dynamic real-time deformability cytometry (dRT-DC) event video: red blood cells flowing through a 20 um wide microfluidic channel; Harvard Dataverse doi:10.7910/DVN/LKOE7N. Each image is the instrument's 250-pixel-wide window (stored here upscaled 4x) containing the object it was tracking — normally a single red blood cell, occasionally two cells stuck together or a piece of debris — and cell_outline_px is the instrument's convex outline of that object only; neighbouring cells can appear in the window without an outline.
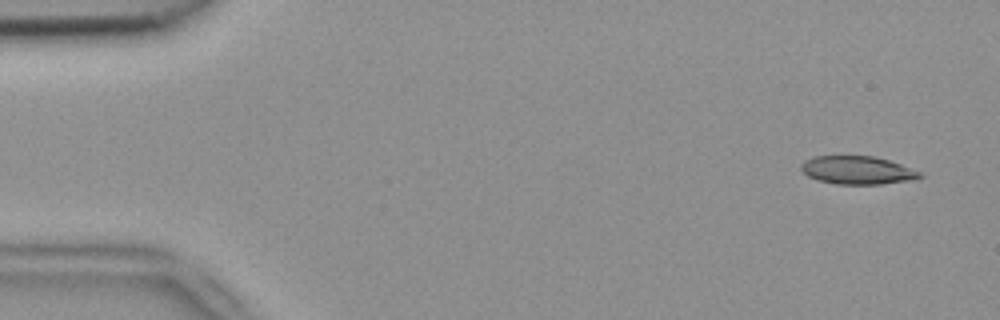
{"species": "common noctule bat (a hibernating species)", "species_latin": "Nyctalus noctula", "temperature_condition": "room temperature", "stored_images_in_passage": 14, "camera_frame_rate_fps": 3000, "um_per_image_px": 0.085, "animal": {"sex": "female", "body_mass_g": 18.4}, "frame": {"image": 1, "passage_image": 1, "time_ms": 0.0, "image_size_px": [1000, 320], "cell_outline_px": [[924, 176], [912, 180], [880, 184], [836, 184], [816, 180], [808, 176], [800, 168], [800, 164], [804, 160], [812, 156], [872, 156], [888, 160], [924, 172]], "centroid_in_image_um": [72.88, 14.47], "position_along_channel_um": 12.1, "area_um2": 19.65}}
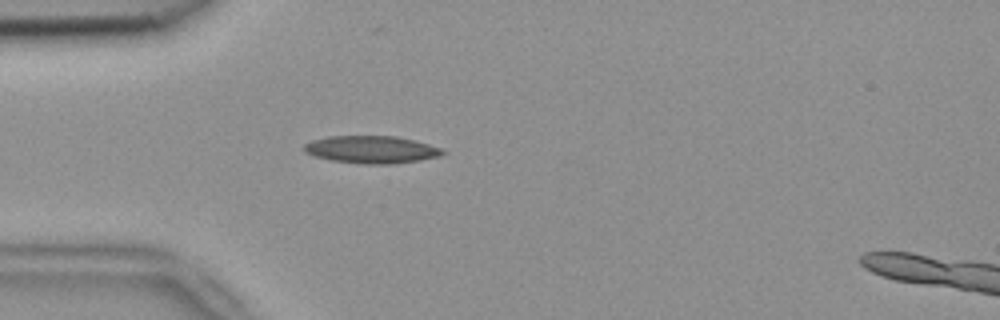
{"frame": {"image": 2, "passage_image": 13, "time_ms": 4.0, "image_size_px": [1000, 320], "cell_outline_px": [[448, 152], [440, 156], [420, 160], [392, 164], [364, 164], [332, 160], [316, 156], [304, 152], [304, 144], [312, 140], [328, 136], [396, 136], [416, 140], [444, 148]], "centroid_in_image_um": [31.64, 12.7], "position_along_channel_um": 53.4, "area_um2": 22.37}}